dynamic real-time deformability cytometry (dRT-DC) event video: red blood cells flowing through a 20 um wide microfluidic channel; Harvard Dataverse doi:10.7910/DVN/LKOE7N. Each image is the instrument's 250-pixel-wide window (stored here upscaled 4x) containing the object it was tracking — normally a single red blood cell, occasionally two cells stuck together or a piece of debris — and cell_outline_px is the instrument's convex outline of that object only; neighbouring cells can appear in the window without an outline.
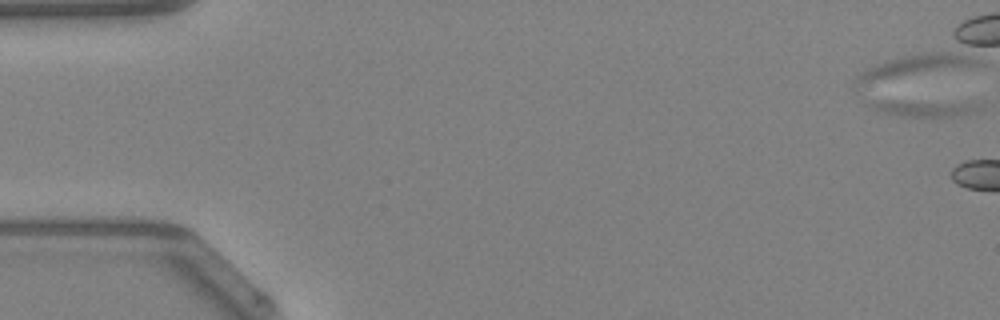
{"species": "Egyptian fruit bat (a non-hibernating species)", "species_latin": "Rousettus aegyptiacus", "temperature_condition": "warm", "stored_images_in_passage": 4, "camera_frame_rate_fps": 3000, "um_per_image_px": 0.085, "animal": {"sex": "female"}, "frame": {"image": 1, "passage_image": 1, "time_ms": 0.0, "image_size_px": [1000, 320], "cell_outline_px": [[984, 108], [976, 112], [964, 116], [900, 116], [884, 112], [872, 108], [864, 100], [968, 100], [980, 104]], "centroid_in_image_um": [78.72, 9.13], "position_along_channel_um": 6.3, "area_um2": 11.56}}